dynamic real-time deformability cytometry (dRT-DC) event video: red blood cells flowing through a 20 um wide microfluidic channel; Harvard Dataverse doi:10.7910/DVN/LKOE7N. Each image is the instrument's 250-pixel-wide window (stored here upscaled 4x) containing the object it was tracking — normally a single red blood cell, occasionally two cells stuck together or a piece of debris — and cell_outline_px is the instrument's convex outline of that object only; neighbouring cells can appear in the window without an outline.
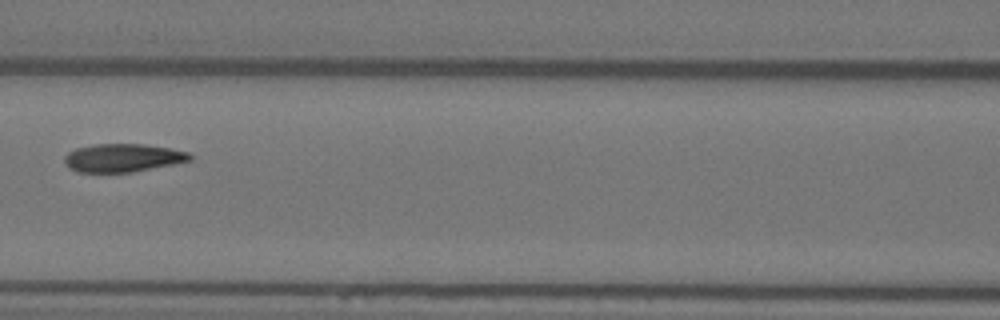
{"species": "Egyptian fruit bat (a non-hibernating species)", "species_latin": "Rousettus aegyptiacus", "temperature_condition": "warm", "stored_images_in_passage": 9, "camera_frame_rate_fps": 3000, "um_per_image_px": 0.085, "animal": {"sex": "female"}, "frame": {"image": 1, "passage_image": 6, "time_ms": 1.667, "image_size_px": [1000, 320], "cell_outline_px": [[192, 160], [132, 172], [76, 172], [68, 168], [64, 160], [64, 156], [68, 152], [76, 148], [96, 144], [144, 144], [168, 148], [188, 152], [192, 156]], "centroid_in_image_um": [10.4, 13.42], "position_along_channel_um": 156.2, "area_um2": 20.52}}
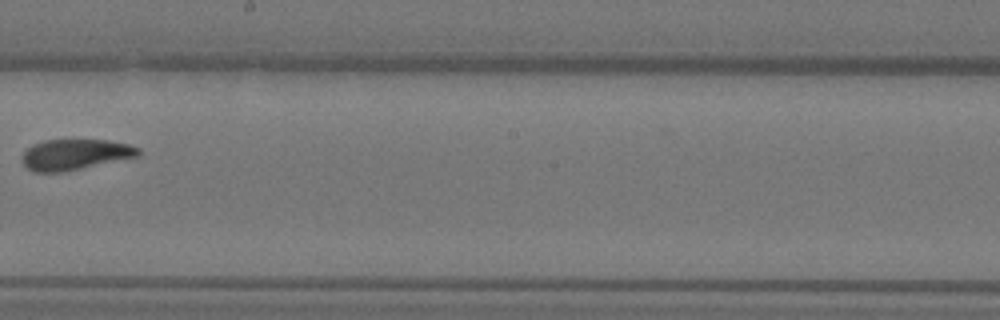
{"frame": {"image": 2, "passage_image": 8, "time_ms": 2.333, "image_size_px": [1000, 320], "cell_outline_px": [[140, 156], [64, 172], [36, 172], [28, 168], [20, 160], [20, 156], [32, 144], [44, 140], [108, 140], [128, 144], [140, 148]], "centroid_in_image_um": [6.37, 13.13], "position_along_channel_um": 241.8, "area_um2": 20.92}}
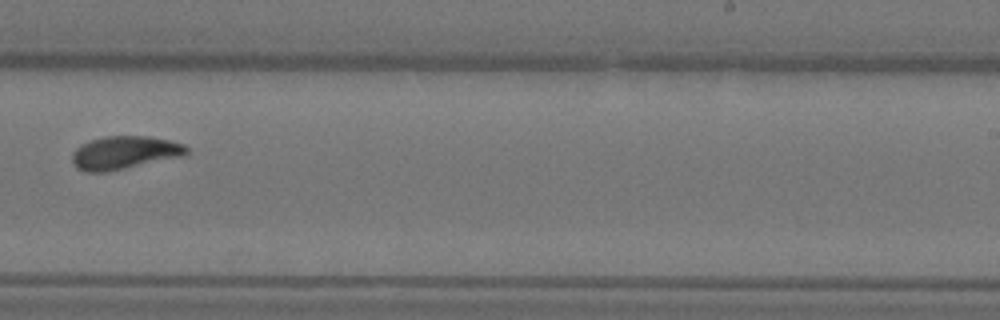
{"frame": {"image": 3, "passage_image": 9, "time_ms": 2.667, "image_size_px": [1000, 320], "cell_outline_px": [[188, 152], [184, 156], [104, 172], [88, 172], [76, 168], [72, 160], [72, 152], [80, 144], [104, 136], [148, 136], [168, 140], [184, 144], [188, 148]], "centroid_in_image_um": [10.57, 12.97], "position_along_channel_um": 278.4, "area_um2": 21.96}}